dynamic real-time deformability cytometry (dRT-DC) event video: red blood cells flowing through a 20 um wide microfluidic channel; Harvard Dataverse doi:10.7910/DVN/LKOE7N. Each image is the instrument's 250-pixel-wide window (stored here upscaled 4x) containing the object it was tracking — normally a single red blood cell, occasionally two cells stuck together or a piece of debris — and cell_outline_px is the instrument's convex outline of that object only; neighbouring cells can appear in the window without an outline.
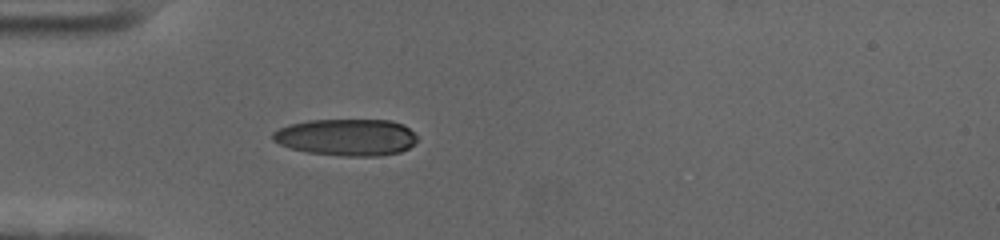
{"species": "human", "species_latin": "Homo sapiens", "temperature_condition": "cold", "stored_images_in_passage": 41, "camera_frame_rate_fps": 3000, "um_per_image_px": 0.085, "donor": {"sex": "female"}, "frame": {"image": 1, "passage_image": 1, "time_ms": 0.0, "image_size_px": [1000, 240], "cell_outline_px": [[416, 140], [408, 148], [400, 152], [380, 156], [340, 156], [308, 152], [292, 148], [280, 144], [272, 140], [272, 132], [288, 124], [308, 120], [392, 120], [404, 124], [416, 136]], "centroid_in_image_um": [29.44, 11.66], "position_along_channel_um": 55.6, "area_um2": 31.04}}
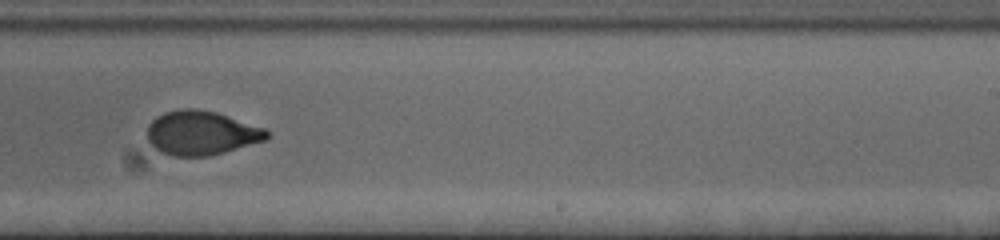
{"frame": {"image": 2, "passage_image": 20, "time_ms": 6.333, "image_size_px": [1000, 240], "cell_outline_px": [[272, 136], [268, 140], [224, 152], [208, 156], [172, 156], [160, 152], [148, 140], [148, 124], [156, 116], [164, 112], [180, 108], [196, 108], [216, 112], [264, 128], [272, 132]], "centroid_in_image_um": [17.14, 11.3], "position_along_channel_um": 271.9, "area_um2": 31.04}}
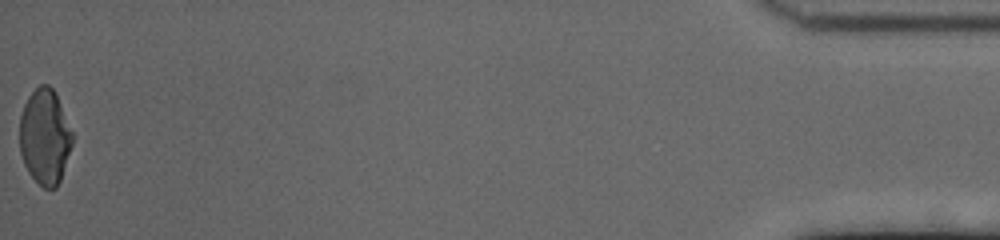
{"frame": {"image": 3, "passage_image": 41, "time_ms": 13.333, "image_size_px": [1000, 240], "cell_outline_px": [[72, 144], [60, 180], [56, 188], [44, 188], [28, 172], [24, 164], [20, 152], [20, 116], [24, 104], [28, 96], [40, 84], [48, 84], [56, 92], [72, 132]], "centroid_in_image_um": [3.8, 11.6], "position_along_channel_um": 431.4, "area_um2": 29.13}, "authors_computed_cell_mechanics": {"area_um2": 30.7496, "velocity_mm_per_s": 3.5569, "shape_relaxation_time_tau1_ms": 4.2419, "shape_relaxation_time_tau2_ms": 1.2519, "deformation_change_tau1": 0.1622, "deformation_change_tau2": 0.0561}}